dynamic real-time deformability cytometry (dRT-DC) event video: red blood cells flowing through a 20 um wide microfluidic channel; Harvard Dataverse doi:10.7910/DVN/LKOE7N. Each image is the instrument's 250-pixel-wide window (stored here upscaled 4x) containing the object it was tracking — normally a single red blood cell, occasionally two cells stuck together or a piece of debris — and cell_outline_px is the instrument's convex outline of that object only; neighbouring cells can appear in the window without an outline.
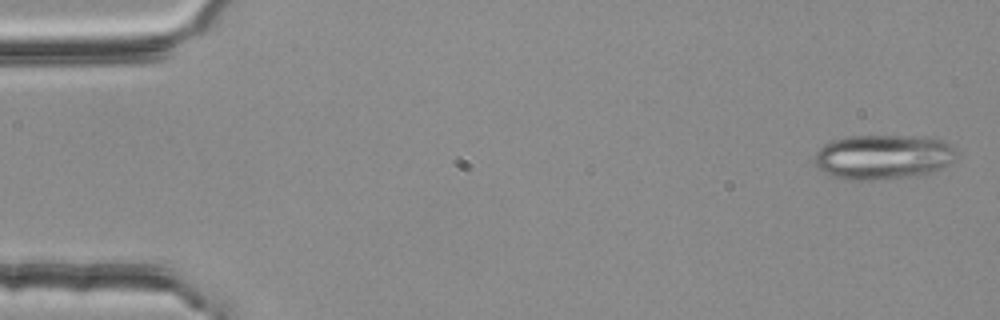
{"species": "common noctule bat (a hibernating species)", "species_latin": "Nyctalus noctula", "temperature_condition": "room temperature", "stored_images_in_passage": 3, "camera_frame_rate_fps": 3000, "um_per_image_px": 0.085, "animal": {"sex": "female", "body_mass_g": 25.1}, "frame": {"image": 1, "passage_image": 1, "time_ms": 0.0, "image_size_px": [1000, 320], "cell_outline_px": [[956, 160], [944, 168], [916, 176], [872, 180], [848, 180], [832, 176], [816, 168], [812, 160], [816, 152], [824, 144], [832, 140], [848, 136], [928, 136], [944, 140], [952, 144], [956, 148]], "centroid_in_image_um": [75.09, 13.33], "position_along_channel_um": 9.9, "area_um2": 37.8}}